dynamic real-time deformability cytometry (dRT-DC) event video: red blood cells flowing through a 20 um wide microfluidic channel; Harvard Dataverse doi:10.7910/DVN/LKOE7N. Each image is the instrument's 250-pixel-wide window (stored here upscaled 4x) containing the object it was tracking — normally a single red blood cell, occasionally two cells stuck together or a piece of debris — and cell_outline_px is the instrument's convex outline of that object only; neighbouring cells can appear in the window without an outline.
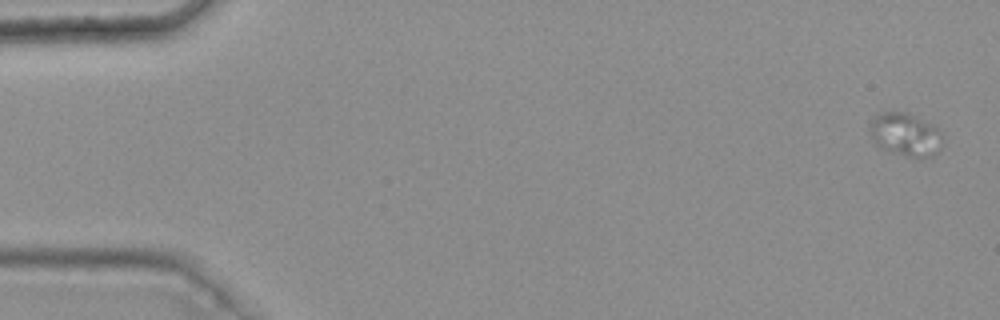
{"species": "common noctule bat (a hibernating species)", "species_latin": "Nyctalus noctula", "temperature_condition": "warm", "stored_images_in_passage": 11, "camera_frame_rate_fps": 3000, "um_per_image_px": 0.085, "animal": {"sex": "female", "body_mass_g": 25.1}, "frame": {"image": 1, "passage_image": 1, "time_ms": 0.0, "image_size_px": [1000, 320], "cell_outline_px": [[940, 148], [932, 156], [920, 160], [884, 152], [872, 140], [868, 132], [868, 124], [872, 116], [880, 112], [908, 112], [932, 124], [940, 132]], "centroid_in_image_um": [76.87, 11.47], "position_along_channel_um": 8.1, "area_um2": 19.07}}
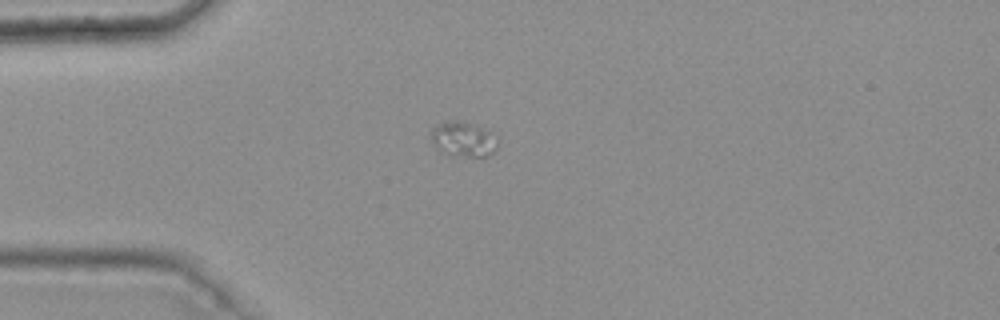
{"frame": {"image": 2, "passage_image": 4, "time_ms": 1.0, "image_size_px": [1000, 320], "cell_outline_px": [[500, 136], [496, 148], [492, 152], [484, 156], [468, 156], [440, 152], [432, 140], [432, 128], [448, 120], [456, 120], [472, 124], [492, 132]], "centroid_in_image_um": [39.43, 11.81], "position_along_channel_um": 45.6, "area_um2": 13.35}}